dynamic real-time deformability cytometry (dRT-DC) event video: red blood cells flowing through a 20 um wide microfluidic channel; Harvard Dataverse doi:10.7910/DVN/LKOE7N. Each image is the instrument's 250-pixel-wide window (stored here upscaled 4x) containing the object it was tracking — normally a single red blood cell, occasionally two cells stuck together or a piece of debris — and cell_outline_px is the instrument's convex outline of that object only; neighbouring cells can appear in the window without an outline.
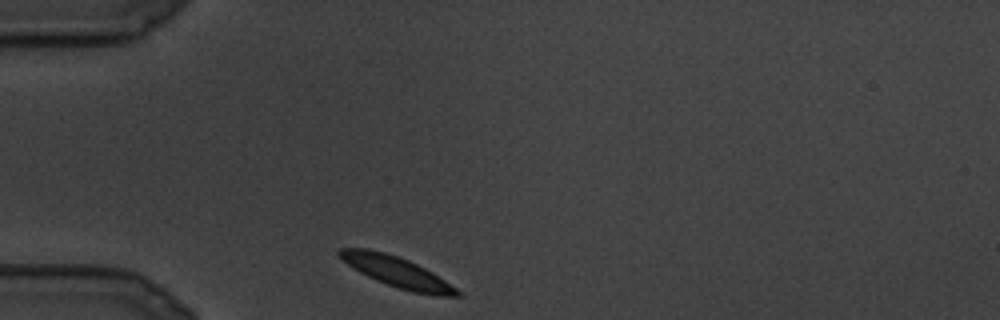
{"species": "common noctule bat (a hibernating species)", "species_latin": "Nyctalus noctula", "temperature_condition": "cold", "stored_images_in_passage": 64, "camera_frame_rate_fps": 3000, "um_per_image_px": 0.085, "animal": {"sex": "male", "body_mass_g": 19.5, "forearm_length_mm": 54.6}, "frame": {"image": 1, "passage_image": 1, "time_ms": 0.0, "image_size_px": [1000, 320], "cell_outline_px": [[464, 296], [440, 296], [412, 292], [376, 280], [352, 268], [336, 252], [340, 248], [368, 248], [384, 252], [408, 260], [432, 272], [464, 292]], "centroid_in_image_um": [33.79, 23.13], "position_along_channel_um": 51.2, "area_um2": 20.75}}
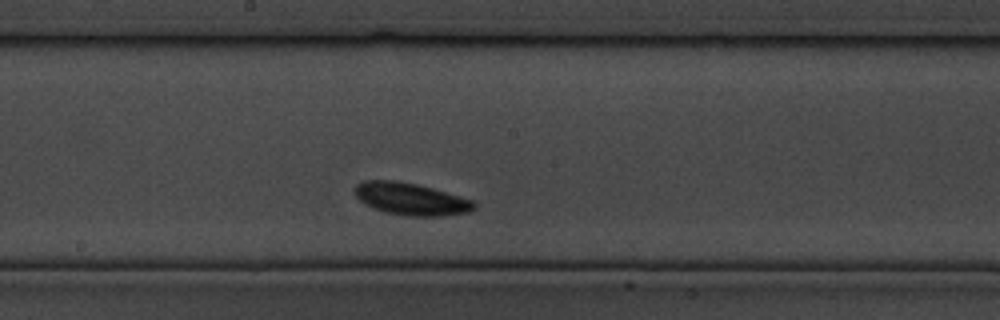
{"frame": {"image": 2, "passage_image": 31, "time_ms": 10.0, "image_size_px": [1000, 320], "cell_outline_px": [[476, 208], [468, 212], [440, 216], [408, 216], [384, 212], [372, 208], [364, 204], [356, 196], [356, 184], [364, 180], [396, 180], [416, 184], [432, 188], [472, 200], [476, 204]], "centroid_in_image_um": [34.9, 16.91], "position_along_channel_um": 213.3, "area_um2": 22.31}}
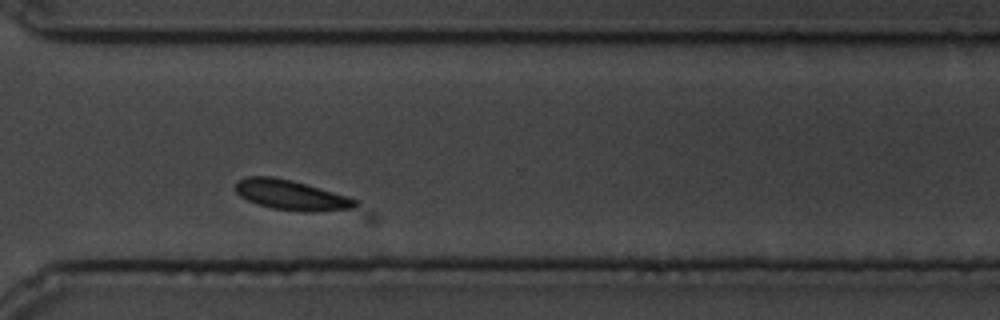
{"frame": {"image": 3, "passage_image": 53, "time_ms": 17.333, "image_size_px": [1000, 320], "cell_outline_px": [[360, 204], [356, 208], [316, 212], [304, 212], [272, 208], [248, 200], [240, 196], [236, 192], [236, 180], [244, 176], [272, 176], [292, 180], [332, 192], [356, 200]], "centroid_in_image_um": [24.73, 16.58], "position_along_channel_um": 345.9, "area_um2": 20.81}}